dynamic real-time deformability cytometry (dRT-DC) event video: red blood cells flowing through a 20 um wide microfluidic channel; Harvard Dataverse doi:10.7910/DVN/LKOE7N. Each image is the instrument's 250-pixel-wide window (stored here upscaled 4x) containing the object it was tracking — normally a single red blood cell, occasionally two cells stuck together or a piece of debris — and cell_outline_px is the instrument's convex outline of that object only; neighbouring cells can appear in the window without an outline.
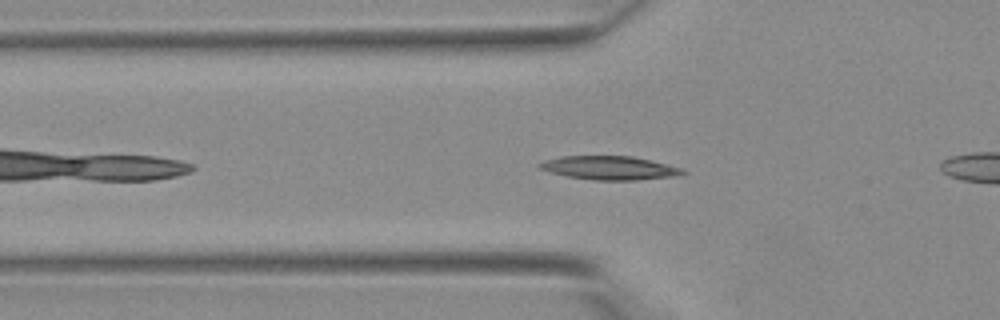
{"species": "Egyptian fruit bat (a non-hibernating species)", "species_latin": "Rousettus aegyptiacus", "temperature_condition": "warm", "stored_images_in_passage": 32, "camera_frame_rate_fps": 3000, "um_per_image_px": 0.085, "animal": {"sex": "female"}, "frame": {"image": 1, "passage_image": 9, "time_ms": 2.667, "image_size_px": [1000, 320], "cell_outline_px": [[688, 172], [676, 176], [636, 180], [592, 180], [568, 176], [548, 172], [540, 168], [536, 164], [560, 156], [632, 156], [684, 168]], "centroid_in_image_um": [51.84, 14.27], "position_along_channel_um": 74.0, "area_um2": 19.71}}
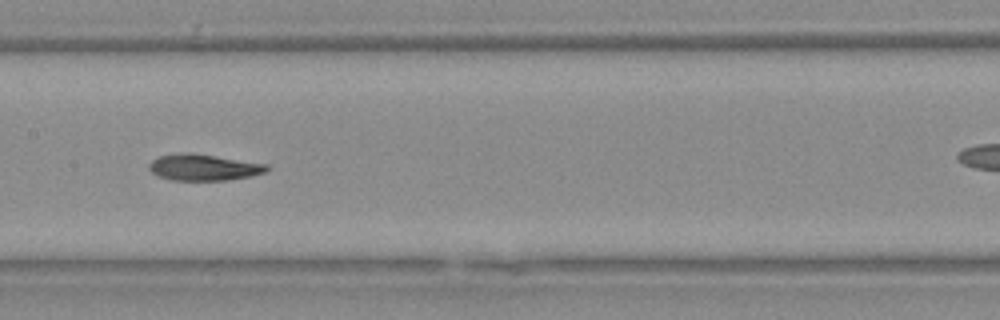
{"frame": {"image": 2, "passage_image": 16, "time_ms": 5.0, "image_size_px": [1000, 320], "cell_outline_px": [[268, 168], [264, 172], [252, 176], [228, 180], [172, 180], [160, 176], [152, 172], [148, 168], [148, 164], [156, 156], [180, 152], [188, 152], [268, 164]], "centroid_in_image_um": [17.27, 14.22], "position_along_channel_um": 190.1, "area_um2": 18.03}}
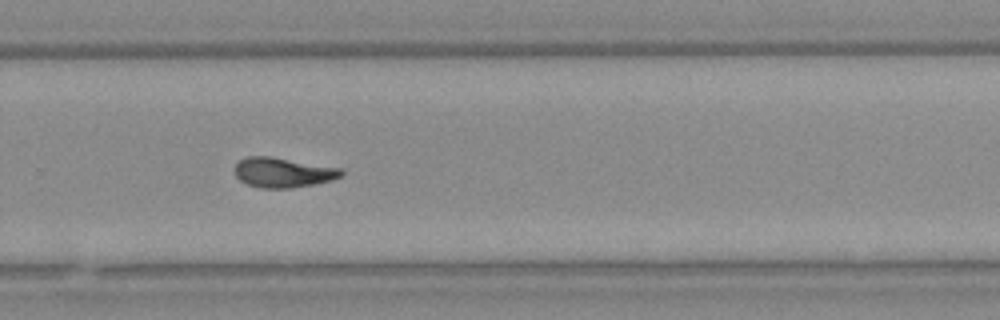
{"frame": {"image": 3, "passage_image": 23, "time_ms": 7.333, "image_size_px": [1000, 320], "cell_outline_px": [[344, 176], [332, 180], [292, 188], [260, 188], [248, 184], [240, 180], [236, 176], [236, 164], [244, 156], [272, 156], [340, 168], [344, 172]], "centroid_in_image_um": [24.07, 14.65], "position_along_channel_um": 305.7, "area_um2": 18.55}}